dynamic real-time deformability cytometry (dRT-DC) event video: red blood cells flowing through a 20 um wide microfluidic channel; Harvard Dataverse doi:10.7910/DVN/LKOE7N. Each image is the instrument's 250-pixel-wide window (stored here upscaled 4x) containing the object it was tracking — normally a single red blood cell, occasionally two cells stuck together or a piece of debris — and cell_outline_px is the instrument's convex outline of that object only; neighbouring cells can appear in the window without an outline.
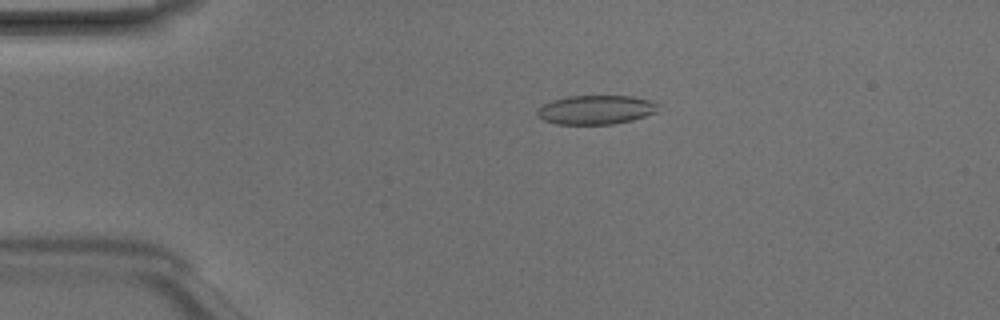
{"species": "Egyptian fruit bat (a non-hibernating species)", "species_latin": "Rousettus aegyptiacus", "temperature_condition": "room temperature", "stored_images_in_passage": 4, "camera_frame_rate_fps": 3000, "um_per_image_px": 0.085, "animal": {"sex": "male"}, "frame": {"image": 1, "passage_image": 3, "time_ms": 0.667, "image_size_px": [1000, 320], "cell_outline_px": [[660, 104], [656, 112], [632, 120], [612, 124], [556, 124], [544, 120], [536, 116], [536, 112], [544, 104], [552, 100], [568, 96], [632, 96], [648, 100]], "centroid_in_image_um": [50.64, 9.33], "position_along_channel_um": 34.4, "area_um2": 20.4}}